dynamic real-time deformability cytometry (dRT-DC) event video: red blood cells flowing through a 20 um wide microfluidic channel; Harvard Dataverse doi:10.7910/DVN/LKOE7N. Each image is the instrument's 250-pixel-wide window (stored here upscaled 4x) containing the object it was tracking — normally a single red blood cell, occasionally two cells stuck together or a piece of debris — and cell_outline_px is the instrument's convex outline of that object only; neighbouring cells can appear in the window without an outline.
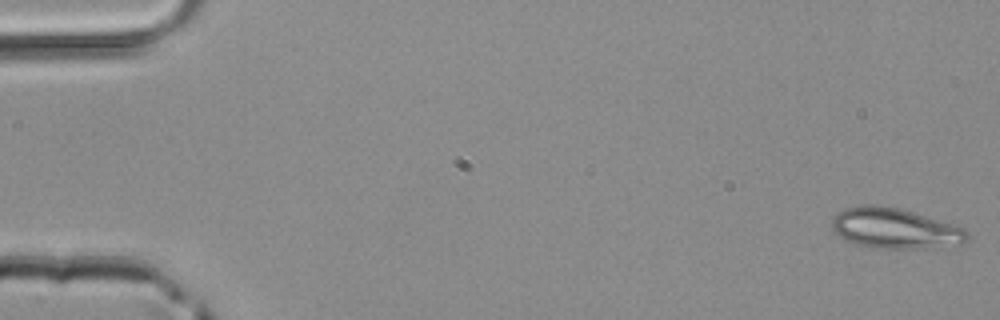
{"species": "common noctule bat (a hibernating species)", "species_latin": "Nyctalus noctula", "temperature_condition": "room temperature", "stored_images_in_passage": 13, "camera_frame_rate_fps": 3000, "um_per_image_px": 0.085, "animal": {"sex": "male", "body_mass_g": 20.4}, "frame": {"image": 1, "passage_image": 1, "time_ms": 0.0, "image_size_px": [1000, 320], "cell_outline_px": [[968, 240], [964, 244], [920, 248], [876, 248], [856, 244], [840, 236], [832, 228], [832, 220], [844, 208], [864, 204], [876, 204], [900, 208], [952, 224], [964, 228], [968, 232]], "centroid_in_image_um": [76.08, 19.4], "position_along_channel_um": 8.9, "area_um2": 31.62}}